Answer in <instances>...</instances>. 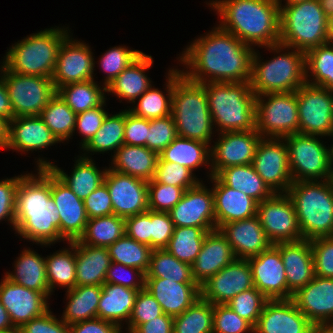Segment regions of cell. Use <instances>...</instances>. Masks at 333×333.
I'll return each instance as SVG.
<instances>
[{
	"mask_svg": "<svg viewBox=\"0 0 333 333\" xmlns=\"http://www.w3.org/2000/svg\"><path fill=\"white\" fill-rule=\"evenodd\" d=\"M203 86L218 133L256 130V95L250 82L204 83Z\"/></svg>",
	"mask_w": 333,
	"mask_h": 333,
	"instance_id": "cell-5",
	"label": "cell"
},
{
	"mask_svg": "<svg viewBox=\"0 0 333 333\" xmlns=\"http://www.w3.org/2000/svg\"><path fill=\"white\" fill-rule=\"evenodd\" d=\"M216 26L179 55L177 59L187 69L182 74L201 84L249 82L254 48Z\"/></svg>",
	"mask_w": 333,
	"mask_h": 333,
	"instance_id": "cell-1",
	"label": "cell"
},
{
	"mask_svg": "<svg viewBox=\"0 0 333 333\" xmlns=\"http://www.w3.org/2000/svg\"><path fill=\"white\" fill-rule=\"evenodd\" d=\"M252 165L274 193H287L293 180L284 138H261Z\"/></svg>",
	"mask_w": 333,
	"mask_h": 333,
	"instance_id": "cell-15",
	"label": "cell"
},
{
	"mask_svg": "<svg viewBox=\"0 0 333 333\" xmlns=\"http://www.w3.org/2000/svg\"><path fill=\"white\" fill-rule=\"evenodd\" d=\"M69 248L54 252L46 259L47 283L51 295L56 286L71 290L76 286L75 241L68 242Z\"/></svg>",
	"mask_w": 333,
	"mask_h": 333,
	"instance_id": "cell-42",
	"label": "cell"
},
{
	"mask_svg": "<svg viewBox=\"0 0 333 333\" xmlns=\"http://www.w3.org/2000/svg\"><path fill=\"white\" fill-rule=\"evenodd\" d=\"M225 185L240 190L257 203L271 197L274 192L262 180L252 164L230 166L216 175Z\"/></svg>",
	"mask_w": 333,
	"mask_h": 333,
	"instance_id": "cell-40",
	"label": "cell"
},
{
	"mask_svg": "<svg viewBox=\"0 0 333 333\" xmlns=\"http://www.w3.org/2000/svg\"><path fill=\"white\" fill-rule=\"evenodd\" d=\"M305 66L306 83L333 90V44L328 42L308 50Z\"/></svg>",
	"mask_w": 333,
	"mask_h": 333,
	"instance_id": "cell-47",
	"label": "cell"
},
{
	"mask_svg": "<svg viewBox=\"0 0 333 333\" xmlns=\"http://www.w3.org/2000/svg\"><path fill=\"white\" fill-rule=\"evenodd\" d=\"M207 231L199 227H175L165 248L181 262L192 265L199 254Z\"/></svg>",
	"mask_w": 333,
	"mask_h": 333,
	"instance_id": "cell-50",
	"label": "cell"
},
{
	"mask_svg": "<svg viewBox=\"0 0 333 333\" xmlns=\"http://www.w3.org/2000/svg\"><path fill=\"white\" fill-rule=\"evenodd\" d=\"M75 256L76 286H102L112 262L108 248L80 244L75 241Z\"/></svg>",
	"mask_w": 333,
	"mask_h": 333,
	"instance_id": "cell-36",
	"label": "cell"
},
{
	"mask_svg": "<svg viewBox=\"0 0 333 333\" xmlns=\"http://www.w3.org/2000/svg\"><path fill=\"white\" fill-rule=\"evenodd\" d=\"M255 119L256 131L262 138H284L299 133L297 93L256 96Z\"/></svg>",
	"mask_w": 333,
	"mask_h": 333,
	"instance_id": "cell-11",
	"label": "cell"
},
{
	"mask_svg": "<svg viewBox=\"0 0 333 333\" xmlns=\"http://www.w3.org/2000/svg\"><path fill=\"white\" fill-rule=\"evenodd\" d=\"M264 48L270 50L271 53H276V56L262 62L259 51L254 49L249 82L251 90L256 96L268 93L296 92L306 83L305 53L303 51L280 43Z\"/></svg>",
	"mask_w": 333,
	"mask_h": 333,
	"instance_id": "cell-4",
	"label": "cell"
},
{
	"mask_svg": "<svg viewBox=\"0 0 333 333\" xmlns=\"http://www.w3.org/2000/svg\"><path fill=\"white\" fill-rule=\"evenodd\" d=\"M280 255L287 279V299L315 277L310 240L280 242Z\"/></svg>",
	"mask_w": 333,
	"mask_h": 333,
	"instance_id": "cell-28",
	"label": "cell"
},
{
	"mask_svg": "<svg viewBox=\"0 0 333 333\" xmlns=\"http://www.w3.org/2000/svg\"><path fill=\"white\" fill-rule=\"evenodd\" d=\"M313 253L315 275L333 278V236L310 240Z\"/></svg>",
	"mask_w": 333,
	"mask_h": 333,
	"instance_id": "cell-59",
	"label": "cell"
},
{
	"mask_svg": "<svg viewBox=\"0 0 333 333\" xmlns=\"http://www.w3.org/2000/svg\"><path fill=\"white\" fill-rule=\"evenodd\" d=\"M102 286L83 285L66 290V307L60 317L67 325L97 318Z\"/></svg>",
	"mask_w": 333,
	"mask_h": 333,
	"instance_id": "cell-39",
	"label": "cell"
},
{
	"mask_svg": "<svg viewBox=\"0 0 333 333\" xmlns=\"http://www.w3.org/2000/svg\"><path fill=\"white\" fill-rule=\"evenodd\" d=\"M256 216L272 244L303 239L294 204L287 193H274L258 203Z\"/></svg>",
	"mask_w": 333,
	"mask_h": 333,
	"instance_id": "cell-14",
	"label": "cell"
},
{
	"mask_svg": "<svg viewBox=\"0 0 333 333\" xmlns=\"http://www.w3.org/2000/svg\"><path fill=\"white\" fill-rule=\"evenodd\" d=\"M254 287L268 300L287 299V279L280 243L272 244L257 256L248 258Z\"/></svg>",
	"mask_w": 333,
	"mask_h": 333,
	"instance_id": "cell-21",
	"label": "cell"
},
{
	"mask_svg": "<svg viewBox=\"0 0 333 333\" xmlns=\"http://www.w3.org/2000/svg\"><path fill=\"white\" fill-rule=\"evenodd\" d=\"M56 27L27 35L14 43L0 64L21 75L52 78L61 43L70 32L69 27Z\"/></svg>",
	"mask_w": 333,
	"mask_h": 333,
	"instance_id": "cell-7",
	"label": "cell"
},
{
	"mask_svg": "<svg viewBox=\"0 0 333 333\" xmlns=\"http://www.w3.org/2000/svg\"><path fill=\"white\" fill-rule=\"evenodd\" d=\"M48 300L43 293L11 282L5 276L0 282V302L16 329L47 312L50 308Z\"/></svg>",
	"mask_w": 333,
	"mask_h": 333,
	"instance_id": "cell-22",
	"label": "cell"
},
{
	"mask_svg": "<svg viewBox=\"0 0 333 333\" xmlns=\"http://www.w3.org/2000/svg\"><path fill=\"white\" fill-rule=\"evenodd\" d=\"M175 227H199L210 232L216 229L212 188L202 180L187 189L182 199L168 212Z\"/></svg>",
	"mask_w": 333,
	"mask_h": 333,
	"instance_id": "cell-18",
	"label": "cell"
},
{
	"mask_svg": "<svg viewBox=\"0 0 333 333\" xmlns=\"http://www.w3.org/2000/svg\"><path fill=\"white\" fill-rule=\"evenodd\" d=\"M219 230L237 259L257 256L272 245L257 216L223 224Z\"/></svg>",
	"mask_w": 333,
	"mask_h": 333,
	"instance_id": "cell-29",
	"label": "cell"
},
{
	"mask_svg": "<svg viewBox=\"0 0 333 333\" xmlns=\"http://www.w3.org/2000/svg\"><path fill=\"white\" fill-rule=\"evenodd\" d=\"M163 314L159 302L145 289L138 291L126 333H132L140 324Z\"/></svg>",
	"mask_w": 333,
	"mask_h": 333,
	"instance_id": "cell-58",
	"label": "cell"
},
{
	"mask_svg": "<svg viewBox=\"0 0 333 333\" xmlns=\"http://www.w3.org/2000/svg\"><path fill=\"white\" fill-rule=\"evenodd\" d=\"M125 233L150 247V210L125 218Z\"/></svg>",
	"mask_w": 333,
	"mask_h": 333,
	"instance_id": "cell-67",
	"label": "cell"
},
{
	"mask_svg": "<svg viewBox=\"0 0 333 333\" xmlns=\"http://www.w3.org/2000/svg\"><path fill=\"white\" fill-rule=\"evenodd\" d=\"M124 128H125V110L116 114H107L102 126L97 130L96 134L81 149V156L92 158L88 153L92 152L105 153L113 151L115 154L117 149L124 144Z\"/></svg>",
	"mask_w": 333,
	"mask_h": 333,
	"instance_id": "cell-43",
	"label": "cell"
},
{
	"mask_svg": "<svg viewBox=\"0 0 333 333\" xmlns=\"http://www.w3.org/2000/svg\"><path fill=\"white\" fill-rule=\"evenodd\" d=\"M212 181L216 229L223 224L256 216L257 202L240 190L225 185L216 175Z\"/></svg>",
	"mask_w": 333,
	"mask_h": 333,
	"instance_id": "cell-27",
	"label": "cell"
},
{
	"mask_svg": "<svg viewBox=\"0 0 333 333\" xmlns=\"http://www.w3.org/2000/svg\"><path fill=\"white\" fill-rule=\"evenodd\" d=\"M59 143L42 118L17 116L7 123V145L5 149L29 152L46 149Z\"/></svg>",
	"mask_w": 333,
	"mask_h": 333,
	"instance_id": "cell-26",
	"label": "cell"
},
{
	"mask_svg": "<svg viewBox=\"0 0 333 333\" xmlns=\"http://www.w3.org/2000/svg\"><path fill=\"white\" fill-rule=\"evenodd\" d=\"M320 138L301 133L284 137L293 182L331 180L329 146Z\"/></svg>",
	"mask_w": 333,
	"mask_h": 333,
	"instance_id": "cell-10",
	"label": "cell"
},
{
	"mask_svg": "<svg viewBox=\"0 0 333 333\" xmlns=\"http://www.w3.org/2000/svg\"><path fill=\"white\" fill-rule=\"evenodd\" d=\"M110 169L133 177L151 181L156 173L159 154L145 146L123 144L111 156Z\"/></svg>",
	"mask_w": 333,
	"mask_h": 333,
	"instance_id": "cell-35",
	"label": "cell"
},
{
	"mask_svg": "<svg viewBox=\"0 0 333 333\" xmlns=\"http://www.w3.org/2000/svg\"><path fill=\"white\" fill-rule=\"evenodd\" d=\"M0 118L7 123L14 118L8 91L4 83L2 65L0 66Z\"/></svg>",
	"mask_w": 333,
	"mask_h": 333,
	"instance_id": "cell-70",
	"label": "cell"
},
{
	"mask_svg": "<svg viewBox=\"0 0 333 333\" xmlns=\"http://www.w3.org/2000/svg\"><path fill=\"white\" fill-rule=\"evenodd\" d=\"M177 136L172 115L151 119L149 120L147 148L160 154Z\"/></svg>",
	"mask_w": 333,
	"mask_h": 333,
	"instance_id": "cell-57",
	"label": "cell"
},
{
	"mask_svg": "<svg viewBox=\"0 0 333 333\" xmlns=\"http://www.w3.org/2000/svg\"><path fill=\"white\" fill-rule=\"evenodd\" d=\"M142 51L126 46H114L100 56V68L106 72L103 85L107 87L125 68L129 67L141 55Z\"/></svg>",
	"mask_w": 333,
	"mask_h": 333,
	"instance_id": "cell-52",
	"label": "cell"
},
{
	"mask_svg": "<svg viewBox=\"0 0 333 333\" xmlns=\"http://www.w3.org/2000/svg\"><path fill=\"white\" fill-rule=\"evenodd\" d=\"M267 300L260 291L253 287L237 294L227 305L255 327Z\"/></svg>",
	"mask_w": 333,
	"mask_h": 333,
	"instance_id": "cell-53",
	"label": "cell"
},
{
	"mask_svg": "<svg viewBox=\"0 0 333 333\" xmlns=\"http://www.w3.org/2000/svg\"><path fill=\"white\" fill-rule=\"evenodd\" d=\"M9 333H21L18 329L12 331V332H9Z\"/></svg>",
	"mask_w": 333,
	"mask_h": 333,
	"instance_id": "cell-78",
	"label": "cell"
},
{
	"mask_svg": "<svg viewBox=\"0 0 333 333\" xmlns=\"http://www.w3.org/2000/svg\"><path fill=\"white\" fill-rule=\"evenodd\" d=\"M311 333H333V327L331 325H317L313 327Z\"/></svg>",
	"mask_w": 333,
	"mask_h": 333,
	"instance_id": "cell-74",
	"label": "cell"
},
{
	"mask_svg": "<svg viewBox=\"0 0 333 333\" xmlns=\"http://www.w3.org/2000/svg\"><path fill=\"white\" fill-rule=\"evenodd\" d=\"M52 134L63 143L71 139L77 114L56 94L50 99L39 115Z\"/></svg>",
	"mask_w": 333,
	"mask_h": 333,
	"instance_id": "cell-46",
	"label": "cell"
},
{
	"mask_svg": "<svg viewBox=\"0 0 333 333\" xmlns=\"http://www.w3.org/2000/svg\"><path fill=\"white\" fill-rule=\"evenodd\" d=\"M166 77V94L151 86L139 98L136 106L128 110L134 115L148 120L171 115L172 92L175 85V69L170 68ZM153 87V88H152ZM164 93V94H163Z\"/></svg>",
	"mask_w": 333,
	"mask_h": 333,
	"instance_id": "cell-41",
	"label": "cell"
},
{
	"mask_svg": "<svg viewBox=\"0 0 333 333\" xmlns=\"http://www.w3.org/2000/svg\"><path fill=\"white\" fill-rule=\"evenodd\" d=\"M280 7L279 43L306 53L328 43V17L319 0Z\"/></svg>",
	"mask_w": 333,
	"mask_h": 333,
	"instance_id": "cell-9",
	"label": "cell"
},
{
	"mask_svg": "<svg viewBox=\"0 0 333 333\" xmlns=\"http://www.w3.org/2000/svg\"><path fill=\"white\" fill-rule=\"evenodd\" d=\"M106 100L99 106L77 114L75 122V131L79 130V134L83 136L81 139V149L89 142V140L96 134L97 130L102 126V123L107 116L108 112L104 110Z\"/></svg>",
	"mask_w": 333,
	"mask_h": 333,
	"instance_id": "cell-60",
	"label": "cell"
},
{
	"mask_svg": "<svg viewBox=\"0 0 333 333\" xmlns=\"http://www.w3.org/2000/svg\"><path fill=\"white\" fill-rule=\"evenodd\" d=\"M291 198L302 238L333 236V183L331 180L293 182Z\"/></svg>",
	"mask_w": 333,
	"mask_h": 333,
	"instance_id": "cell-8",
	"label": "cell"
},
{
	"mask_svg": "<svg viewBox=\"0 0 333 333\" xmlns=\"http://www.w3.org/2000/svg\"><path fill=\"white\" fill-rule=\"evenodd\" d=\"M145 278H162L176 283H196L191 265L181 262L166 249L152 251Z\"/></svg>",
	"mask_w": 333,
	"mask_h": 333,
	"instance_id": "cell-48",
	"label": "cell"
},
{
	"mask_svg": "<svg viewBox=\"0 0 333 333\" xmlns=\"http://www.w3.org/2000/svg\"><path fill=\"white\" fill-rule=\"evenodd\" d=\"M324 14L329 18L333 15V0H319Z\"/></svg>",
	"mask_w": 333,
	"mask_h": 333,
	"instance_id": "cell-73",
	"label": "cell"
},
{
	"mask_svg": "<svg viewBox=\"0 0 333 333\" xmlns=\"http://www.w3.org/2000/svg\"><path fill=\"white\" fill-rule=\"evenodd\" d=\"M328 20V42L333 44V15Z\"/></svg>",
	"mask_w": 333,
	"mask_h": 333,
	"instance_id": "cell-75",
	"label": "cell"
},
{
	"mask_svg": "<svg viewBox=\"0 0 333 333\" xmlns=\"http://www.w3.org/2000/svg\"><path fill=\"white\" fill-rule=\"evenodd\" d=\"M149 120L125 109L124 144L147 147Z\"/></svg>",
	"mask_w": 333,
	"mask_h": 333,
	"instance_id": "cell-64",
	"label": "cell"
},
{
	"mask_svg": "<svg viewBox=\"0 0 333 333\" xmlns=\"http://www.w3.org/2000/svg\"><path fill=\"white\" fill-rule=\"evenodd\" d=\"M210 145L202 141L177 136L160 154L158 161L178 163L191 171L209 166L211 172Z\"/></svg>",
	"mask_w": 333,
	"mask_h": 333,
	"instance_id": "cell-38",
	"label": "cell"
},
{
	"mask_svg": "<svg viewBox=\"0 0 333 333\" xmlns=\"http://www.w3.org/2000/svg\"><path fill=\"white\" fill-rule=\"evenodd\" d=\"M182 187L148 181V209L156 212H169L185 193Z\"/></svg>",
	"mask_w": 333,
	"mask_h": 333,
	"instance_id": "cell-54",
	"label": "cell"
},
{
	"mask_svg": "<svg viewBox=\"0 0 333 333\" xmlns=\"http://www.w3.org/2000/svg\"><path fill=\"white\" fill-rule=\"evenodd\" d=\"M2 74L14 117L40 115L57 92L52 78L10 72L3 64Z\"/></svg>",
	"mask_w": 333,
	"mask_h": 333,
	"instance_id": "cell-12",
	"label": "cell"
},
{
	"mask_svg": "<svg viewBox=\"0 0 333 333\" xmlns=\"http://www.w3.org/2000/svg\"><path fill=\"white\" fill-rule=\"evenodd\" d=\"M171 115L178 136L211 144L215 127L205 87L187 79L178 68L175 69Z\"/></svg>",
	"mask_w": 333,
	"mask_h": 333,
	"instance_id": "cell-6",
	"label": "cell"
},
{
	"mask_svg": "<svg viewBox=\"0 0 333 333\" xmlns=\"http://www.w3.org/2000/svg\"><path fill=\"white\" fill-rule=\"evenodd\" d=\"M296 93L299 133L330 136L333 133V90L305 83Z\"/></svg>",
	"mask_w": 333,
	"mask_h": 333,
	"instance_id": "cell-13",
	"label": "cell"
},
{
	"mask_svg": "<svg viewBox=\"0 0 333 333\" xmlns=\"http://www.w3.org/2000/svg\"><path fill=\"white\" fill-rule=\"evenodd\" d=\"M125 234V218L115 214L88 219L80 244L109 247Z\"/></svg>",
	"mask_w": 333,
	"mask_h": 333,
	"instance_id": "cell-45",
	"label": "cell"
},
{
	"mask_svg": "<svg viewBox=\"0 0 333 333\" xmlns=\"http://www.w3.org/2000/svg\"><path fill=\"white\" fill-rule=\"evenodd\" d=\"M18 330L21 333H70L69 325L54 316L51 309L23 324Z\"/></svg>",
	"mask_w": 333,
	"mask_h": 333,
	"instance_id": "cell-66",
	"label": "cell"
},
{
	"mask_svg": "<svg viewBox=\"0 0 333 333\" xmlns=\"http://www.w3.org/2000/svg\"><path fill=\"white\" fill-rule=\"evenodd\" d=\"M104 182L108 188L114 214L123 218L148 210V182L107 167Z\"/></svg>",
	"mask_w": 333,
	"mask_h": 333,
	"instance_id": "cell-19",
	"label": "cell"
},
{
	"mask_svg": "<svg viewBox=\"0 0 333 333\" xmlns=\"http://www.w3.org/2000/svg\"><path fill=\"white\" fill-rule=\"evenodd\" d=\"M145 290L159 302L163 313L172 317L182 314L201 297L197 283H176L162 278H145Z\"/></svg>",
	"mask_w": 333,
	"mask_h": 333,
	"instance_id": "cell-30",
	"label": "cell"
},
{
	"mask_svg": "<svg viewBox=\"0 0 333 333\" xmlns=\"http://www.w3.org/2000/svg\"><path fill=\"white\" fill-rule=\"evenodd\" d=\"M275 1L277 2V4L279 6H287L290 4H295V3H299V2H303V1H307V0H284V1H286L284 5L282 4V0H275Z\"/></svg>",
	"mask_w": 333,
	"mask_h": 333,
	"instance_id": "cell-76",
	"label": "cell"
},
{
	"mask_svg": "<svg viewBox=\"0 0 333 333\" xmlns=\"http://www.w3.org/2000/svg\"><path fill=\"white\" fill-rule=\"evenodd\" d=\"M71 37L69 34L62 41L58 51L52 76L56 90L70 83L94 79L95 59L90 46Z\"/></svg>",
	"mask_w": 333,
	"mask_h": 333,
	"instance_id": "cell-17",
	"label": "cell"
},
{
	"mask_svg": "<svg viewBox=\"0 0 333 333\" xmlns=\"http://www.w3.org/2000/svg\"><path fill=\"white\" fill-rule=\"evenodd\" d=\"M70 333H123L116 324L100 318H93L69 325Z\"/></svg>",
	"mask_w": 333,
	"mask_h": 333,
	"instance_id": "cell-68",
	"label": "cell"
},
{
	"mask_svg": "<svg viewBox=\"0 0 333 333\" xmlns=\"http://www.w3.org/2000/svg\"><path fill=\"white\" fill-rule=\"evenodd\" d=\"M57 93L76 114L95 108L107 100L106 87L99 86L94 79L59 87Z\"/></svg>",
	"mask_w": 333,
	"mask_h": 333,
	"instance_id": "cell-44",
	"label": "cell"
},
{
	"mask_svg": "<svg viewBox=\"0 0 333 333\" xmlns=\"http://www.w3.org/2000/svg\"><path fill=\"white\" fill-rule=\"evenodd\" d=\"M23 174L15 203V233L41 246L64 241L59 232L60 217L51 196V169ZM60 240V241H59Z\"/></svg>",
	"mask_w": 333,
	"mask_h": 333,
	"instance_id": "cell-2",
	"label": "cell"
},
{
	"mask_svg": "<svg viewBox=\"0 0 333 333\" xmlns=\"http://www.w3.org/2000/svg\"><path fill=\"white\" fill-rule=\"evenodd\" d=\"M7 145V122L0 118V149H5Z\"/></svg>",
	"mask_w": 333,
	"mask_h": 333,
	"instance_id": "cell-72",
	"label": "cell"
},
{
	"mask_svg": "<svg viewBox=\"0 0 333 333\" xmlns=\"http://www.w3.org/2000/svg\"><path fill=\"white\" fill-rule=\"evenodd\" d=\"M218 136L214 146L210 147L211 173H208V179L227 167L252 164L262 138L256 130L223 132Z\"/></svg>",
	"mask_w": 333,
	"mask_h": 333,
	"instance_id": "cell-16",
	"label": "cell"
},
{
	"mask_svg": "<svg viewBox=\"0 0 333 333\" xmlns=\"http://www.w3.org/2000/svg\"><path fill=\"white\" fill-rule=\"evenodd\" d=\"M112 262L148 271L153 249L129 237L126 233L108 247Z\"/></svg>",
	"mask_w": 333,
	"mask_h": 333,
	"instance_id": "cell-49",
	"label": "cell"
},
{
	"mask_svg": "<svg viewBox=\"0 0 333 333\" xmlns=\"http://www.w3.org/2000/svg\"><path fill=\"white\" fill-rule=\"evenodd\" d=\"M123 271L125 272L123 273ZM145 277L146 274L137 268L111 262L106 273L105 283L122 285L135 290H143L145 289Z\"/></svg>",
	"mask_w": 333,
	"mask_h": 333,
	"instance_id": "cell-62",
	"label": "cell"
},
{
	"mask_svg": "<svg viewBox=\"0 0 333 333\" xmlns=\"http://www.w3.org/2000/svg\"><path fill=\"white\" fill-rule=\"evenodd\" d=\"M51 196L59 211L61 237L67 243L79 240L88 222L84 202L52 170Z\"/></svg>",
	"mask_w": 333,
	"mask_h": 333,
	"instance_id": "cell-23",
	"label": "cell"
},
{
	"mask_svg": "<svg viewBox=\"0 0 333 333\" xmlns=\"http://www.w3.org/2000/svg\"><path fill=\"white\" fill-rule=\"evenodd\" d=\"M330 137H333V133L330 135ZM330 146H331V147H329L330 164H331V168L333 171V144Z\"/></svg>",
	"mask_w": 333,
	"mask_h": 333,
	"instance_id": "cell-77",
	"label": "cell"
},
{
	"mask_svg": "<svg viewBox=\"0 0 333 333\" xmlns=\"http://www.w3.org/2000/svg\"><path fill=\"white\" fill-rule=\"evenodd\" d=\"M83 202L88 219L114 214L111 197L105 182L100 184L95 191H92Z\"/></svg>",
	"mask_w": 333,
	"mask_h": 333,
	"instance_id": "cell-65",
	"label": "cell"
},
{
	"mask_svg": "<svg viewBox=\"0 0 333 333\" xmlns=\"http://www.w3.org/2000/svg\"><path fill=\"white\" fill-rule=\"evenodd\" d=\"M331 181H332V183H333V171H332Z\"/></svg>",
	"mask_w": 333,
	"mask_h": 333,
	"instance_id": "cell-79",
	"label": "cell"
},
{
	"mask_svg": "<svg viewBox=\"0 0 333 333\" xmlns=\"http://www.w3.org/2000/svg\"><path fill=\"white\" fill-rule=\"evenodd\" d=\"M174 223L168 212L150 210V247L165 249L174 233Z\"/></svg>",
	"mask_w": 333,
	"mask_h": 333,
	"instance_id": "cell-61",
	"label": "cell"
},
{
	"mask_svg": "<svg viewBox=\"0 0 333 333\" xmlns=\"http://www.w3.org/2000/svg\"><path fill=\"white\" fill-rule=\"evenodd\" d=\"M254 333V327L226 304L213 305V333Z\"/></svg>",
	"mask_w": 333,
	"mask_h": 333,
	"instance_id": "cell-56",
	"label": "cell"
},
{
	"mask_svg": "<svg viewBox=\"0 0 333 333\" xmlns=\"http://www.w3.org/2000/svg\"><path fill=\"white\" fill-rule=\"evenodd\" d=\"M156 182L182 187L185 190L197 185L200 180L194 176L189 168L178 163L158 161L156 173L153 178Z\"/></svg>",
	"mask_w": 333,
	"mask_h": 333,
	"instance_id": "cell-55",
	"label": "cell"
},
{
	"mask_svg": "<svg viewBox=\"0 0 333 333\" xmlns=\"http://www.w3.org/2000/svg\"><path fill=\"white\" fill-rule=\"evenodd\" d=\"M236 259L232 247L219 229L207 232L201 250L191 265L192 276L201 286Z\"/></svg>",
	"mask_w": 333,
	"mask_h": 333,
	"instance_id": "cell-31",
	"label": "cell"
},
{
	"mask_svg": "<svg viewBox=\"0 0 333 333\" xmlns=\"http://www.w3.org/2000/svg\"><path fill=\"white\" fill-rule=\"evenodd\" d=\"M174 317L162 315L140 324L132 333H173Z\"/></svg>",
	"mask_w": 333,
	"mask_h": 333,
	"instance_id": "cell-69",
	"label": "cell"
},
{
	"mask_svg": "<svg viewBox=\"0 0 333 333\" xmlns=\"http://www.w3.org/2000/svg\"><path fill=\"white\" fill-rule=\"evenodd\" d=\"M122 285L104 283L97 308V317L116 324L121 330L128 324L131 317L137 293ZM122 321L123 324H122Z\"/></svg>",
	"mask_w": 333,
	"mask_h": 333,
	"instance_id": "cell-34",
	"label": "cell"
},
{
	"mask_svg": "<svg viewBox=\"0 0 333 333\" xmlns=\"http://www.w3.org/2000/svg\"><path fill=\"white\" fill-rule=\"evenodd\" d=\"M151 55L143 53L129 67L125 68L107 87V94L112 93L127 103H133L152 85L145 71L153 64Z\"/></svg>",
	"mask_w": 333,
	"mask_h": 333,
	"instance_id": "cell-33",
	"label": "cell"
},
{
	"mask_svg": "<svg viewBox=\"0 0 333 333\" xmlns=\"http://www.w3.org/2000/svg\"><path fill=\"white\" fill-rule=\"evenodd\" d=\"M173 333H213V304L200 297L174 317Z\"/></svg>",
	"mask_w": 333,
	"mask_h": 333,
	"instance_id": "cell-51",
	"label": "cell"
},
{
	"mask_svg": "<svg viewBox=\"0 0 333 333\" xmlns=\"http://www.w3.org/2000/svg\"><path fill=\"white\" fill-rule=\"evenodd\" d=\"M21 175L0 180V221L15 224L16 191ZM5 219V220H4Z\"/></svg>",
	"mask_w": 333,
	"mask_h": 333,
	"instance_id": "cell-63",
	"label": "cell"
},
{
	"mask_svg": "<svg viewBox=\"0 0 333 333\" xmlns=\"http://www.w3.org/2000/svg\"><path fill=\"white\" fill-rule=\"evenodd\" d=\"M313 327L292 299L267 300L254 333H311Z\"/></svg>",
	"mask_w": 333,
	"mask_h": 333,
	"instance_id": "cell-24",
	"label": "cell"
},
{
	"mask_svg": "<svg viewBox=\"0 0 333 333\" xmlns=\"http://www.w3.org/2000/svg\"><path fill=\"white\" fill-rule=\"evenodd\" d=\"M16 330L13 326L6 308L0 302V333H9Z\"/></svg>",
	"mask_w": 333,
	"mask_h": 333,
	"instance_id": "cell-71",
	"label": "cell"
},
{
	"mask_svg": "<svg viewBox=\"0 0 333 333\" xmlns=\"http://www.w3.org/2000/svg\"><path fill=\"white\" fill-rule=\"evenodd\" d=\"M11 282L28 289L43 293L48 299L51 296L47 283L46 259L30 248L23 249L16 258L14 270L4 275Z\"/></svg>",
	"mask_w": 333,
	"mask_h": 333,
	"instance_id": "cell-37",
	"label": "cell"
},
{
	"mask_svg": "<svg viewBox=\"0 0 333 333\" xmlns=\"http://www.w3.org/2000/svg\"><path fill=\"white\" fill-rule=\"evenodd\" d=\"M254 287L248 259H235L200 286L201 298L211 304H228L244 290Z\"/></svg>",
	"mask_w": 333,
	"mask_h": 333,
	"instance_id": "cell-20",
	"label": "cell"
},
{
	"mask_svg": "<svg viewBox=\"0 0 333 333\" xmlns=\"http://www.w3.org/2000/svg\"><path fill=\"white\" fill-rule=\"evenodd\" d=\"M219 27L245 44L265 47L279 44L280 7L275 0H212Z\"/></svg>",
	"mask_w": 333,
	"mask_h": 333,
	"instance_id": "cell-3",
	"label": "cell"
},
{
	"mask_svg": "<svg viewBox=\"0 0 333 333\" xmlns=\"http://www.w3.org/2000/svg\"><path fill=\"white\" fill-rule=\"evenodd\" d=\"M77 158L71 175L66 174L64 170L45 158H38L36 169L50 168L81 200H84L104 182L107 168L100 170L92 158L80 155Z\"/></svg>",
	"mask_w": 333,
	"mask_h": 333,
	"instance_id": "cell-32",
	"label": "cell"
},
{
	"mask_svg": "<svg viewBox=\"0 0 333 333\" xmlns=\"http://www.w3.org/2000/svg\"><path fill=\"white\" fill-rule=\"evenodd\" d=\"M291 299L314 326L333 324V278L315 275Z\"/></svg>",
	"mask_w": 333,
	"mask_h": 333,
	"instance_id": "cell-25",
	"label": "cell"
}]
</instances>
